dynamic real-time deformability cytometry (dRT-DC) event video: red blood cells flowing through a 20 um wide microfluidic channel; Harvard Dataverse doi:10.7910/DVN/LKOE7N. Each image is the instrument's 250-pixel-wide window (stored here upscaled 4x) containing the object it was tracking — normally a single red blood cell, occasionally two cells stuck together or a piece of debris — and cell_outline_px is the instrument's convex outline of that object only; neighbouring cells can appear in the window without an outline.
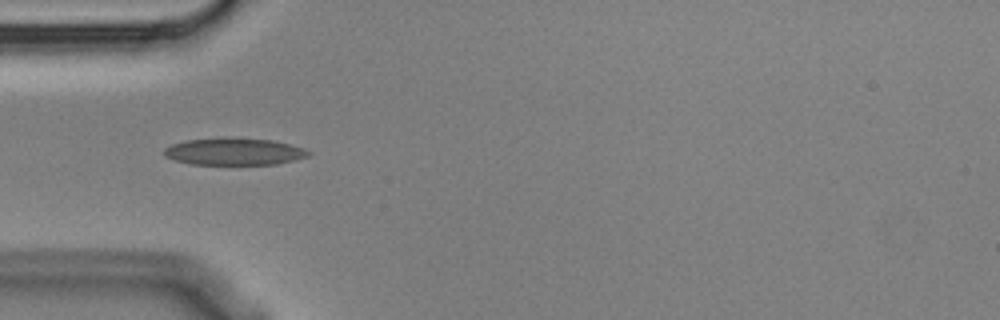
{"species": "Egyptian fruit bat (a non-hibernating species)", "species_latin": "Rousettus aegyptiacus", "temperature_condition": "cold", "stored_images_in_passage": 9, "camera_frame_rate_fps": 3000, "um_per_image_px": 0.085, "animal": {"sex": "male"}, "frame": {"image": 1, "passage_image": 3, "time_ms": 0.667, "image_size_px": [1000, 320], "cell_outline_px": [[312, 152], [308, 156], [276, 164], [188, 164], [164, 156], [164, 148], [172, 144], [188, 140], [272, 140], [304, 148]], "centroid_in_image_um": [19.9, 12.92], "position_along_channel_um": 65.1, "area_um2": 21.68}}
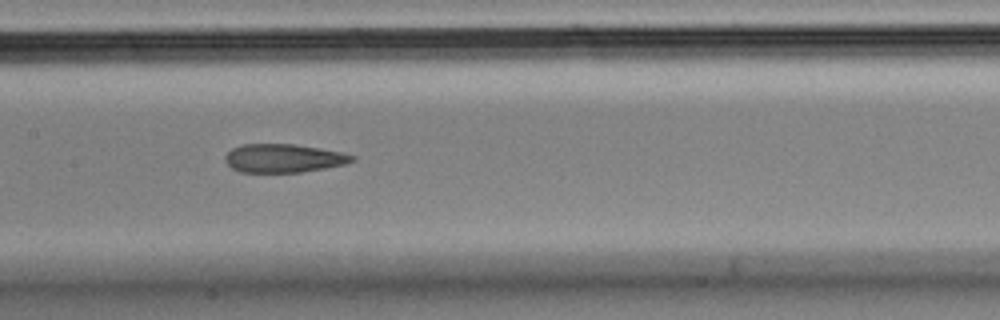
{"frame": {"image": 2, "passage_image": 6, "time_ms": 1.667, "image_size_px": [1000, 320], "cell_outline_px": [[356, 160], [344, 164], [324, 168], [300, 172], [240, 172], [232, 168], [224, 160], [224, 156], [232, 148], [244, 144], [292, 144], [320, 148], [344, 152], [356, 156]], "centroid_in_image_um": [24.12, 13.44], "position_along_channel_um": 183.3, "area_um2": 21.1}}
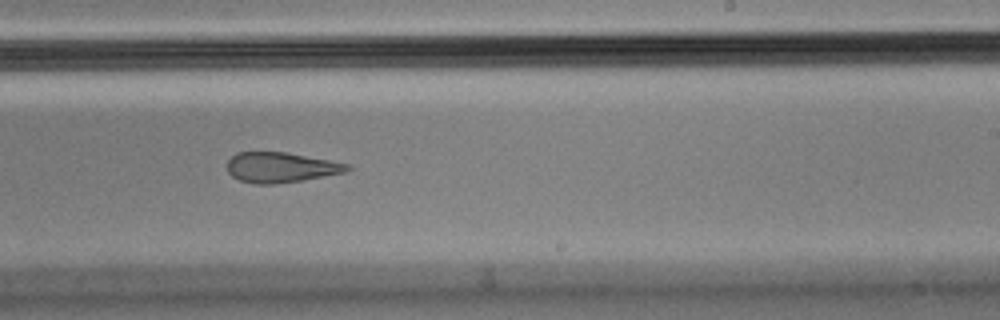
{"frame": {"image": 3, "passage_image": 8, "time_ms": 2.333, "image_size_px": [1000, 320], "cell_outline_px": [[352, 168], [344, 172], [324, 176], [276, 184], [256, 184], [240, 180], [232, 176], [228, 172], [228, 160], [236, 152], [284, 152], [352, 164]], "centroid_in_image_um": [23.87, 14.22], "position_along_channel_um": 265.1, "area_um2": 20.98}}